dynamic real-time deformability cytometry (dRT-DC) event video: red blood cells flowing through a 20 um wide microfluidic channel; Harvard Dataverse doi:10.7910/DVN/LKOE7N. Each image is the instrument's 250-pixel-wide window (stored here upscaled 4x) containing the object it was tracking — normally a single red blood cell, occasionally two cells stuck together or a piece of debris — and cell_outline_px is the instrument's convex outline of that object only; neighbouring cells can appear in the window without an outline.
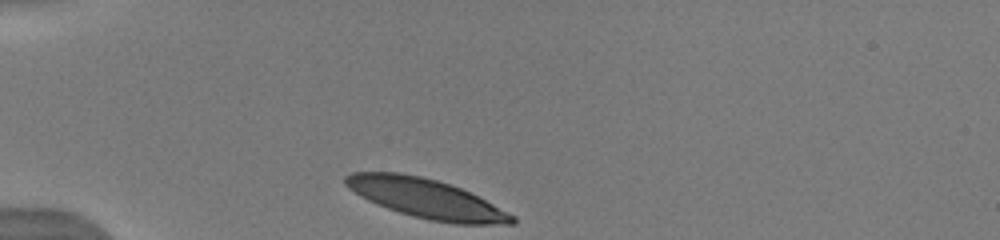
{"species": "human", "species_latin": "Homo sapiens", "temperature_condition": "warm", "stored_images_in_passage": 38, "camera_frame_rate_fps": 3000, "um_per_image_px": 0.085, "donor": {"sex": "male"}, "frame": {"image": 1, "passage_image": 1, "time_ms": 0.0, "image_size_px": [1000, 240], "cell_outline_px": [[516, 224], [456, 224], [432, 220], [412, 216], [388, 208], [368, 200], [360, 196], [348, 188], [344, 184], [344, 176], [352, 172], [400, 172], [420, 176], [436, 180], [460, 188], [516, 216]], "centroid_in_image_um": [36.2, 16.87], "position_along_channel_um": 48.8, "area_um2": 37.74}}
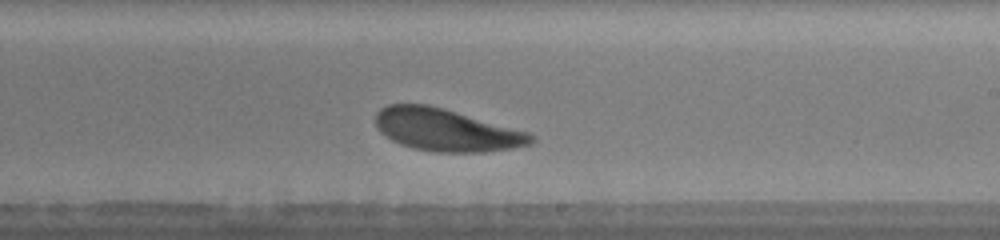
{"frame": {"image": 2, "passage_image": 23, "time_ms": 6.0, "image_size_px": [1000, 240], "cell_outline_px": [[536, 140], [532, 144], [512, 148], [484, 152], [432, 152], [400, 144], [384, 136], [380, 132], [376, 124], [376, 112], [380, 108], [388, 104], [428, 104], [444, 108], [528, 132], [536, 136]], "centroid_in_image_um": [37.93, 11.05], "position_along_channel_um": 251.1, "area_um2": 38.44}, "authors_computed_cell_mechanics": {"area_um2": 39.0439, "velocity_mm_per_s": 3.8792, "shape_relaxation_time_tau1_ms": 2.3465, "shape_relaxation_time_tau2_ms": null, "deformation_change_tau1": 0.1306, "deformation_change_tau2": null}}